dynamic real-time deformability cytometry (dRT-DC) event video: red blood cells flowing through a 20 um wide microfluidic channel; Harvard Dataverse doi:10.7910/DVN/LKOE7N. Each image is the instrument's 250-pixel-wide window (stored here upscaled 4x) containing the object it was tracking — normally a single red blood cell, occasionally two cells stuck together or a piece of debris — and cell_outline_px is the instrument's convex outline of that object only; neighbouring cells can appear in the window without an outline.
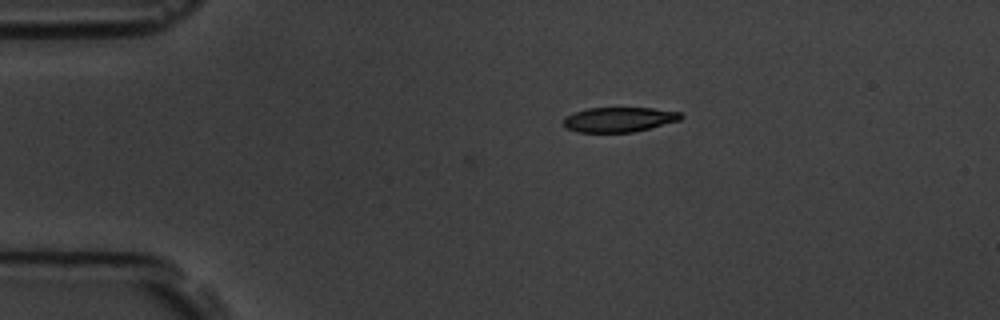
{"species": "common noctule bat (a hibernating species)", "species_latin": "Nyctalus noctula", "temperature_condition": "room temperature", "stored_images_in_passage": 5, "camera_frame_rate_fps": 3000, "um_per_image_px": 0.085, "animal": {"sex": "male", "body_mass_g": 19.5, "forearm_length_mm": 54.6}, "frame": {"image": 1, "passage_image": 1, "time_ms": 0.0, "image_size_px": [1000, 320], "cell_outline_px": [[684, 116], [680, 120], [632, 132], [576, 132], [564, 128], [564, 116], [588, 108], [652, 108], [680, 112]], "centroid_in_image_um": [52.59, 10.16], "position_along_channel_um": 32.4, "area_um2": 16.88}}
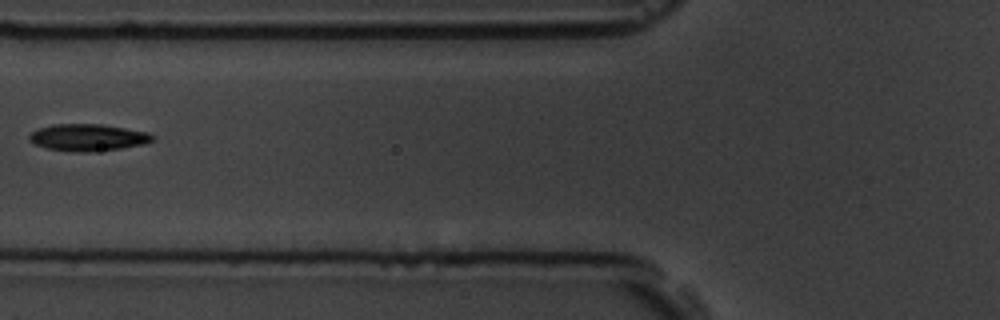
{"frame": {"image": 2, "passage_image": 4, "time_ms": 3.667, "image_size_px": [1000, 320], "cell_outline_px": [[156, 136], [152, 140], [140, 144], [120, 148], [92, 152], [80, 152], [48, 148], [36, 144], [28, 140], [28, 136], [36, 128], [52, 124], [100, 124], [148, 132]], "centroid_in_image_um": [7.43, 11.67], "position_along_channel_um": 118.4, "area_um2": 19.13}}
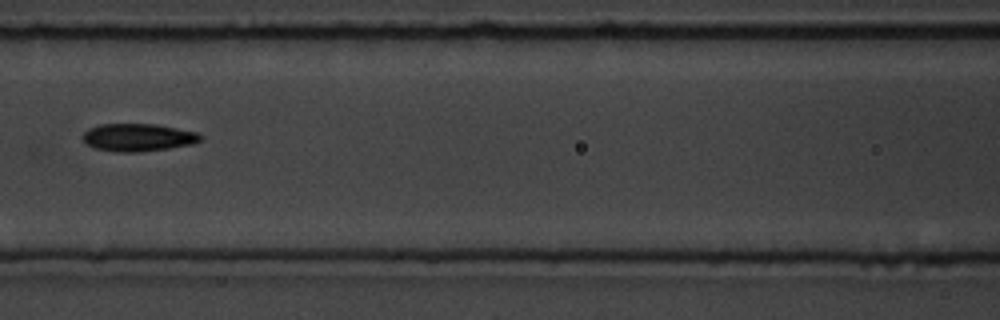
{"frame": {"image": 3, "passage_image": 5, "time_ms": 4.667, "image_size_px": [1000, 320], "cell_outline_px": [[204, 136], [200, 140], [192, 144], [168, 148], [136, 152], [116, 152], [96, 148], [88, 144], [84, 140], [84, 132], [88, 128], [100, 124], [156, 124], [200, 132]], "centroid_in_image_um": [11.78, 11.67], "position_along_channel_um": 154.8, "area_um2": 18.96}}